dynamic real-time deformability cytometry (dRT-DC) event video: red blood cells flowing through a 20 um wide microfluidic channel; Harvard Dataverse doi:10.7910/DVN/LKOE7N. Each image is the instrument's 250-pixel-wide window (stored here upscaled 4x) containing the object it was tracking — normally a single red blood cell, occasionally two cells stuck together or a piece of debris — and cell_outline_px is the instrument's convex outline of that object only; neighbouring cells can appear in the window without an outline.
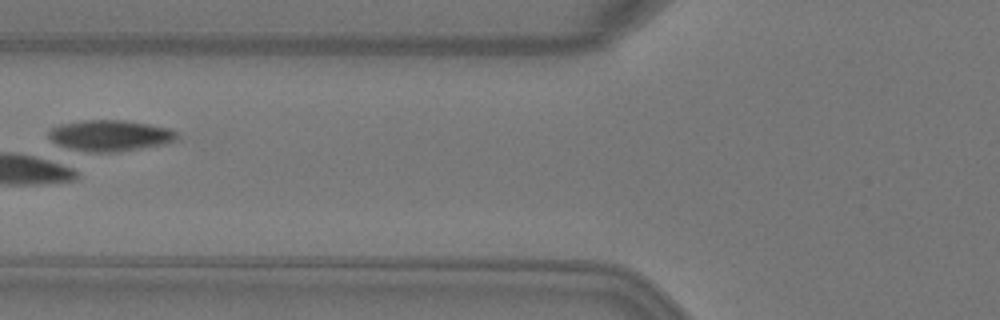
{"species": "Egyptian fruit bat (a non-hibernating species)", "species_latin": "Rousettus aegyptiacus", "temperature_condition": "warm", "stored_images_in_passage": 7, "camera_frame_rate_fps": 3000, "um_per_image_px": 0.085, "animal": {"sex": "female"}, "frame": {"image": 1, "passage_image": 6, "time_ms": 1.667, "image_size_px": [1000, 320], "cell_outline_px": [[176, 140], [164, 144], [116, 152], [92, 152], [68, 148], [52, 140], [48, 136], [48, 132], [52, 128], [60, 124], [84, 120], [124, 120], [148, 124], [168, 128], [176, 132]], "centroid_in_image_um": [9.35, 11.51], "position_along_channel_um": 116.5, "area_um2": 22.89}}